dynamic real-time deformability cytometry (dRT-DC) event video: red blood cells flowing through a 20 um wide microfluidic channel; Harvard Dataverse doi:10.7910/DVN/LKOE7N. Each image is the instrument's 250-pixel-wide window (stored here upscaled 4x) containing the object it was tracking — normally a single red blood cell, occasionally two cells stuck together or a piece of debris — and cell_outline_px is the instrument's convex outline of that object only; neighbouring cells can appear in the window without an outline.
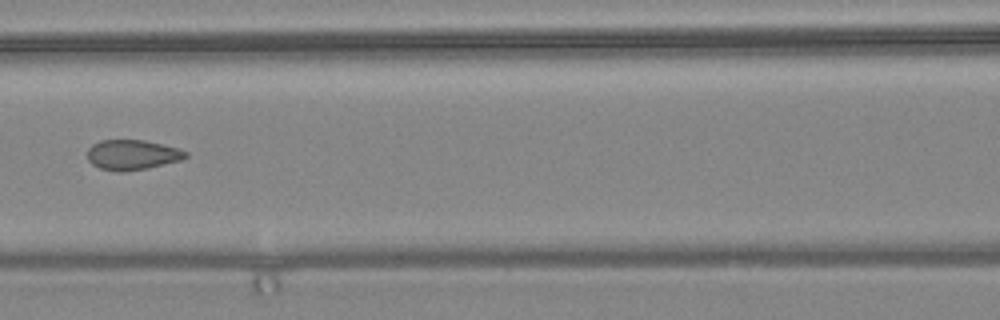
{"species": "common noctule bat (a hibernating species)", "species_latin": "Nyctalus noctula", "temperature_condition": "warm", "stored_images_in_passage": 10, "camera_frame_rate_fps": 3000, "um_per_image_px": 0.085, "animal": {"sex": "female", "body_mass_g": 24.6, "forearm_length_mm": 56.2}, "frame": {"image": 1, "passage_image": 6, "time_ms": 1.667, "image_size_px": [1000, 320], "cell_outline_px": [[188, 156], [180, 160], [148, 168], [124, 172], [116, 172], [100, 168], [92, 164], [88, 160], [88, 148], [92, 144], [100, 140], [144, 140], [180, 148], [188, 152]], "centroid_in_image_um": [11.24, 13.16], "position_along_channel_um": 155.4, "area_um2": 17.34}}
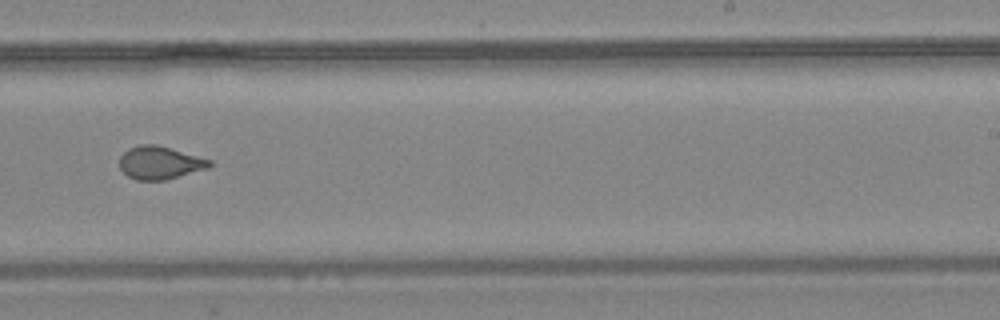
{"frame": {"image": 2, "passage_image": 9, "time_ms": 2.667, "image_size_px": [1000, 320], "cell_outline_px": [[212, 164], [208, 168], [164, 180], [136, 180], [128, 176], [120, 168], [120, 156], [128, 148], [140, 144], [156, 144], [212, 160]], "centroid_in_image_um": [13.57, 13.82], "position_along_channel_um": 275.4, "area_um2": 17.17}}
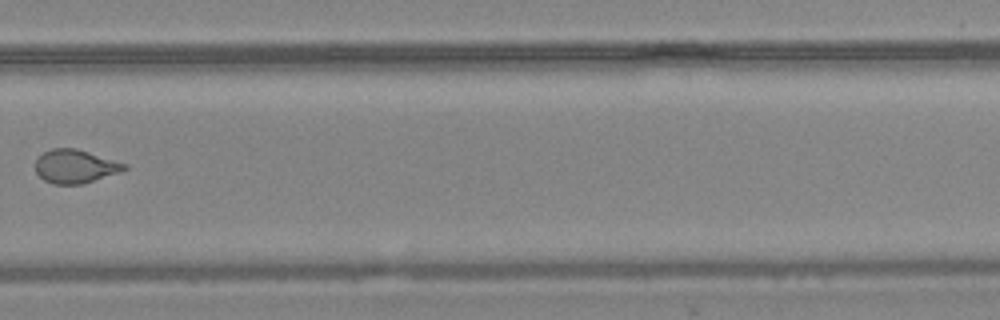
{"frame": {"image": 3, "passage_image": 10, "time_ms": 3.0, "image_size_px": [1000, 320], "cell_outline_px": [[128, 168], [120, 172], [80, 184], [52, 184], [44, 180], [36, 172], [36, 160], [44, 152], [52, 148], [76, 148], [128, 164]], "centroid_in_image_um": [6.4, 14.13], "position_along_channel_um": 323.4, "area_um2": 17.22}}